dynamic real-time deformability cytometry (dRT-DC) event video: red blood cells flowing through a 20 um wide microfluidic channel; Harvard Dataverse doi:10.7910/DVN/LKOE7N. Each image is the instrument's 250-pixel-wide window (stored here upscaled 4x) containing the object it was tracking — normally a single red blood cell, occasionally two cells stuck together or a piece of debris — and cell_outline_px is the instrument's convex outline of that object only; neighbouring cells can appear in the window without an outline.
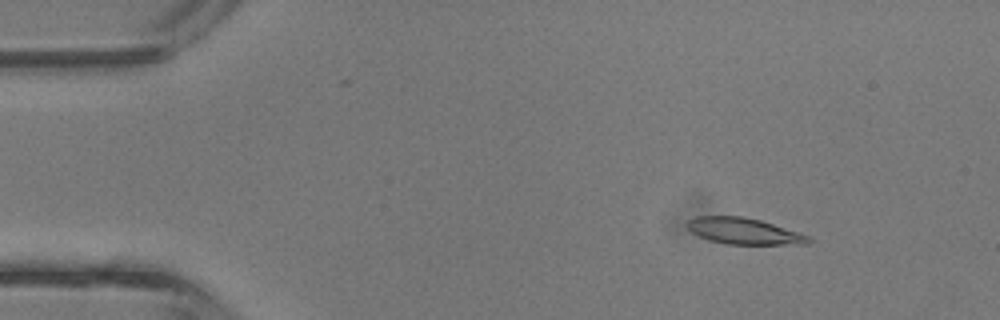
{"species": "common noctule bat (a hibernating species)", "species_latin": "Nyctalus noctula", "temperature_condition": "room temperature", "stored_images_in_passage": 3, "camera_frame_rate_fps": 3000, "um_per_image_px": 0.085, "animal": {"sex": "male", "body_mass_g": 13.3}, "frame": {"image": 1, "passage_image": 2, "time_ms": 0.333, "image_size_px": [1000, 320], "cell_outline_px": [[812, 240], [808, 244], [728, 244], [712, 240], [700, 236], [692, 232], [688, 228], [688, 220], [696, 216], [744, 216], [760, 220], [808, 236]], "centroid_in_image_um": [63.22, 19.64], "position_along_channel_um": 21.8, "area_um2": 18.15}}